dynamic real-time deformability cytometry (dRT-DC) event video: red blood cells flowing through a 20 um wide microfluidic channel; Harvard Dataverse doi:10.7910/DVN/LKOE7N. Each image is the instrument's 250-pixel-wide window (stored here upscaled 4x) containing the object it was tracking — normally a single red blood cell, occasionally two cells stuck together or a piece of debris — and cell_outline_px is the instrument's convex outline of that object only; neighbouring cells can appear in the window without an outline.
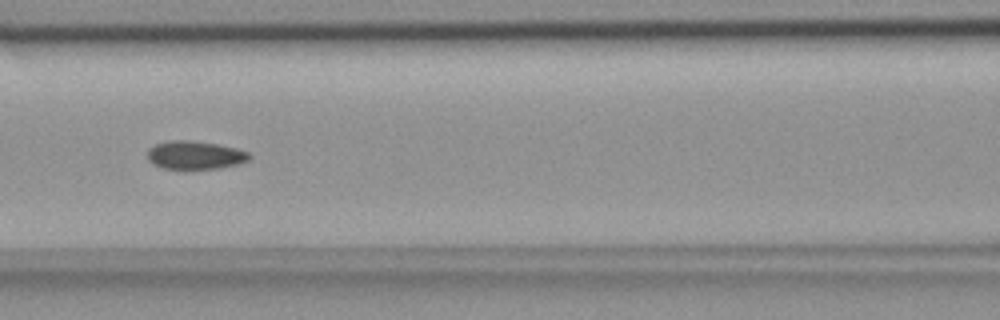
{"species": "common noctule bat (a hibernating species)", "species_latin": "Nyctalus noctula", "temperature_condition": "room temperature", "stored_images_in_passage": 40, "segment_of_instrument_passage": [1, 2], "camera_frame_rate_fps": 3000, "um_per_image_px": 0.085, "animal": {"sex": "female", "body_mass_g": 18.4}, "frame": {"image": 1, "passage_image": 9, "time_ms": 2.667, "image_size_px": [1000, 320], "cell_outline_px": [[252, 156], [248, 160], [236, 164], [216, 168], [164, 168], [152, 164], [148, 160], [148, 148], [156, 144], [168, 140], [188, 140], [216, 144], [236, 148], [248, 152]], "centroid_in_image_um": [16.55, 13.17], "position_along_channel_um": 150.1, "area_um2": 16.53}}
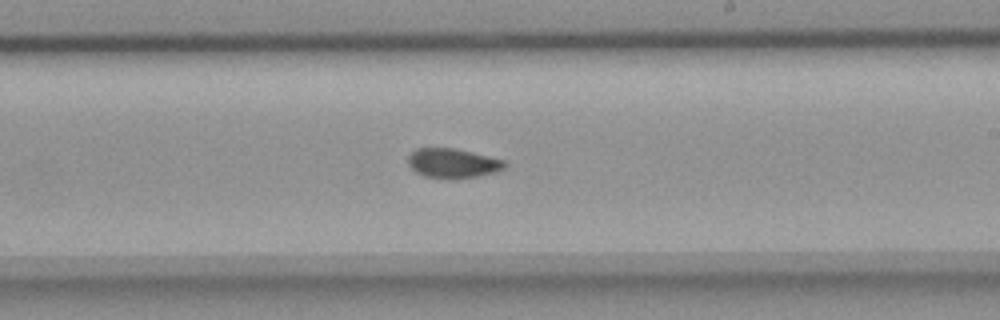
{"frame": {"image": 2, "passage_image": 17, "time_ms": 5.333, "image_size_px": [1000, 320], "cell_outline_px": [[508, 164], [504, 168], [496, 172], [476, 176], [452, 180], [424, 176], [416, 172], [408, 164], [408, 156], [416, 148], [456, 148], [504, 160]], "centroid_in_image_um": [38.48, 13.88], "position_along_channel_um": 250.5, "area_um2": 16.76}}
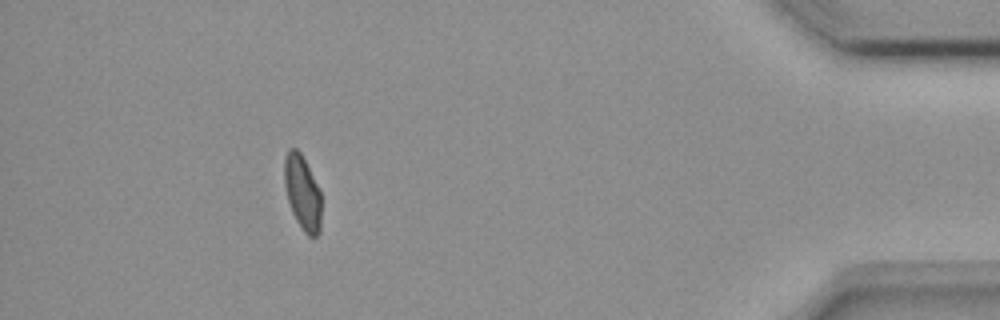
{"frame": {"image": 3, "passage_image": 34, "time_ms": 11.0, "image_size_px": [1000, 320], "cell_outline_px": [[320, 232], [316, 236], [308, 236], [304, 232], [296, 220], [292, 212], [288, 200], [284, 184], [284, 156], [288, 148], [296, 148], [300, 152], [320, 192]], "centroid_in_image_um": [25.67, 16.37], "position_along_channel_um": 409.5, "area_um2": 15.84}}